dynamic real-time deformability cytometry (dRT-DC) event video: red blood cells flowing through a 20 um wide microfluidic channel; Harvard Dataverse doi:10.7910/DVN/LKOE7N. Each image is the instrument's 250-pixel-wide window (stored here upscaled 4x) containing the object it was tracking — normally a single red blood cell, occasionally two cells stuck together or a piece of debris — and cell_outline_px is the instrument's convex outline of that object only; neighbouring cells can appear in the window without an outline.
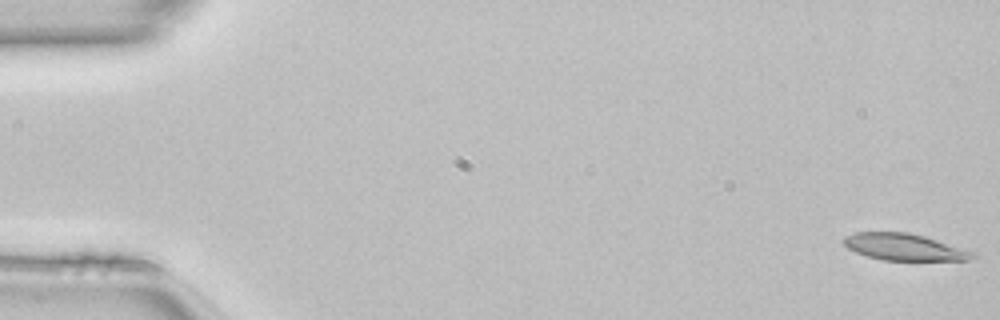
{"species": "common noctule bat (a hibernating species)", "species_latin": "Nyctalus noctula", "temperature_condition": "room temperature", "stored_images_in_passage": 50, "camera_frame_rate_fps": 3000, "um_per_image_px": 0.085, "animal": {"sex": "female", "body_mass_g": 22.7, "forearm_length_mm": 54.2}, "frame": {"image": 1, "passage_image": 1, "time_ms": 0.0, "image_size_px": [1000, 320], "cell_outline_px": [[976, 256], [968, 260], [880, 260], [864, 256], [848, 248], [844, 244], [844, 236], [856, 232], [908, 232], [924, 236], [976, 252]], "centroid_in_image_um": [76.85, 21.0], "position_along_channel_um": 8.2, "area_um2": 20.11}}
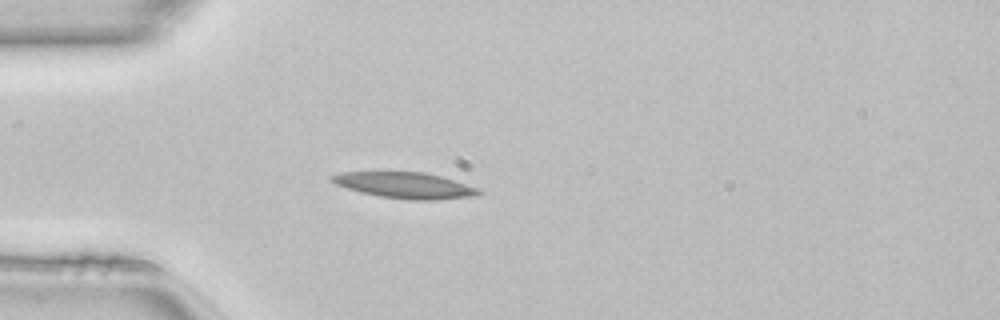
{"frame": {"image": 2, "passage_image": 14, "time_ms": 4.333, "image_size_px": [1000, 320], "cell_outline_px": [[484, 192], [480, 196], [432, 200], [408, 200], [380, 196], [360, 192], [336, 184], [328, 180], [328, 176], [340, 172], [424, 172], [440, 176], [480, 188]], "centroid_in_image_um": [34.45, 15.75], "position_along_channel_um": 50.5, "area_um2": 22.48}}
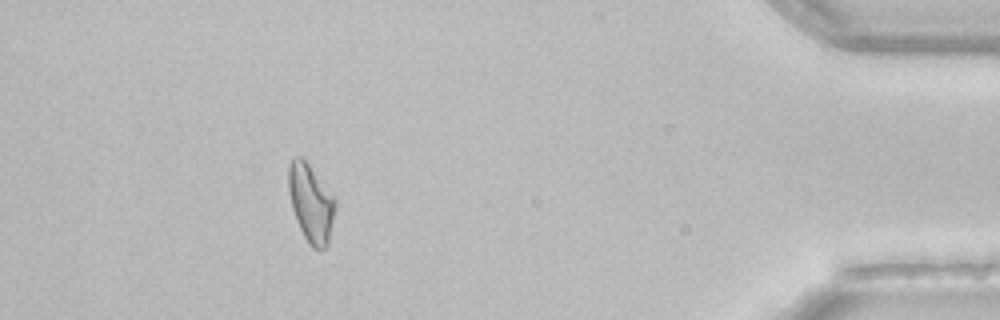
{"frame": {"image": 3, "passage_image": 45, "time_ms": 14.667, "image_size_px": [1000, 320], "cell_outline_px": [[336, 204], [328, 244], [324, 248], [312, 248], [308, 244], [296, 220], [292, 208], [288, 192], [288, 164], [292, 156], [300, 156], [308, 164], [336, 196]], "centroid_in_image_um": [26.42, 17.22], "position_along_channel_um": 408.8, "area_um2": 21.44}, "authors_computed_cell_mechanics": {"area_um2": 21.2704, "velocity_mm_per_s": 4.1304, "shape_relaxation_time_tau1_ms": 8.6442, "shape_relaxation_time_tau2_ms": 5.7893, "deformation_change_tau1": 0.21, "deformation_change_tau2": 0.155}}